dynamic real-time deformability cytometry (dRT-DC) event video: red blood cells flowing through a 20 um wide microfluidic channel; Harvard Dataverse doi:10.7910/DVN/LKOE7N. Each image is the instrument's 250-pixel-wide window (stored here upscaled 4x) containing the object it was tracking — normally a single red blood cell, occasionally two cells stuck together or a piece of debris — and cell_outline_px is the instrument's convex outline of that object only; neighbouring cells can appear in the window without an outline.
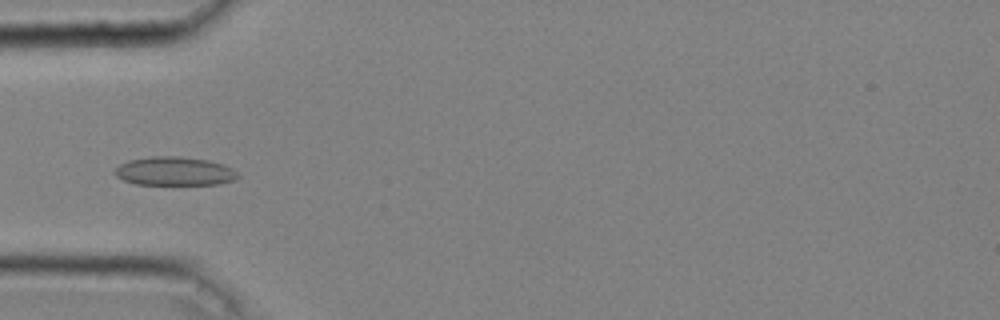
{"species": "common noctule bat (a hibernating species)", "species_latin": "Nyctalus noctula", "temperature_condition": "cold", "stored_images_in_passage": 47, "camera_frame_rate_fps": 3000, "um_per_image_px": 0.085, "animal": {"sex": "male", "body_mass_g": 20.4}, "frame": {"image": 1, "passage_image": 15, "time_ms": 4.667, "image_size_px": [1000, 320], "cell_outline_px": [[240, 176], [236, 180], [220, 184], [136, 184], [124, 180], [116, 176], [116, 168], [120, 164], [128, 160], [152, 156], [180, 156], [208, 160], [224, 164], [232, 168]], "centroid_in_image_um": [14.88, 14.55], "position_along_channel_um": 70.1, "area_um2": 20.58}}
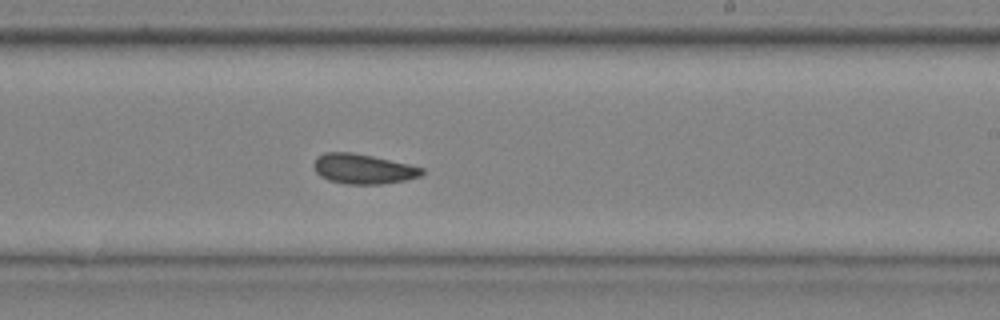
{"frame": {"image": 2, "passage_image": 29, "time_ms": 9.333, "image_size_px": [1000, 320], "cell_outline_px": [[424, 172], [420, 176], [408, 180], [380, 184], [348, 184], [328, 180], [320, 176], [316, 172], [312, 164], [316, 156], [324, 152], [352, 152], [372, 156], [408, 164], [424, 168]], "centroid_in_image_um": [30.84, 14.35], "position_along_channel_um": 258.2, "area_um2": 18.96}}
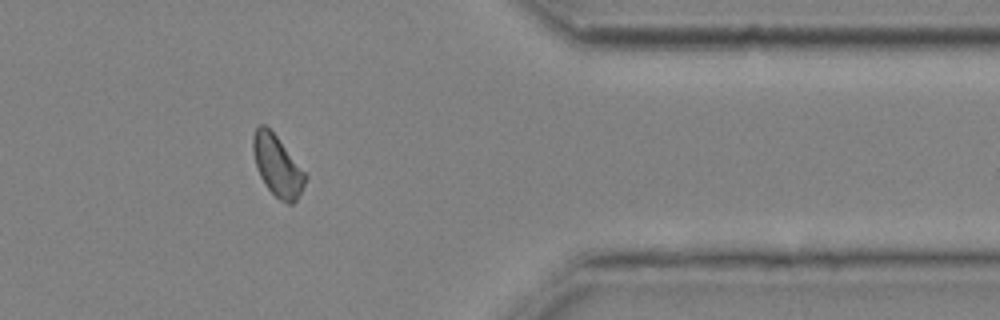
{"frame": {"image": 3, "passage_image": 40, "time_ms": 13.0, "image_size_px": [1000, 320], "cell_outline_px": [[308, 176], [296, 200], [292, 204], [288, 204], [280, 200], [268, 188], [260, 176], [256, 168], [252, 148], [252, 136], [256, 128], [260, 124], [264, 124], [276, 136]], "centroid_in_image_um": [23.55, 14.09], "position_along_channel_um": 387.8, "area_um2": 18.21}, "authors_computed_cell_mechanics": {"area_um2": 19.0162, "velocity_mm_per_s": 4.0324, "shape_relaxation_time_tau1_ms": null, "shape_relaxation_time_tau2_ms": 4.8773, "deformation_change_tau1": null, "deformation_change_tau2": 0.0732}}